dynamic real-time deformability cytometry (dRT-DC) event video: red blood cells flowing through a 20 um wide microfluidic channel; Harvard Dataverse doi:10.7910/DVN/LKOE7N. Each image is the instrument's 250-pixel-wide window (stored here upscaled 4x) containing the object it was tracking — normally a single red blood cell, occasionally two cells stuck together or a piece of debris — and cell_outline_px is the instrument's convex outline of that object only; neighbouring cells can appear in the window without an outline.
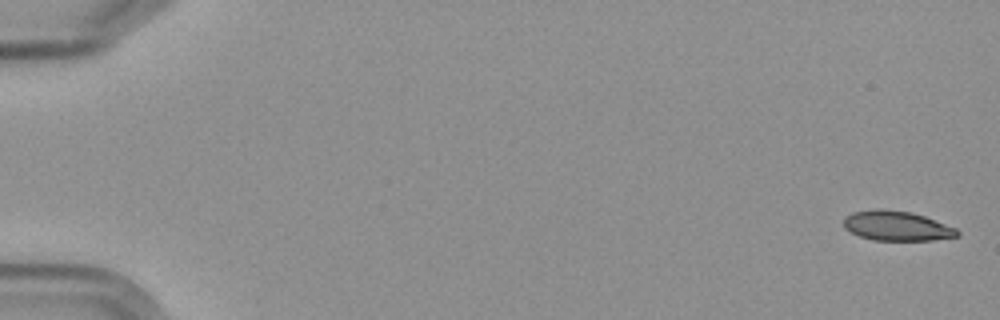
{"species": "Egyptian fruit bat (a non-hibernating species)", "species_latin": "Rousettus aegyptiacus", "temperature_condition": "cold", "stored_images_in_passage": 7, "segment_of_instrument_passage": [1, 2], "camera_frame_rate_fps": 3000, "um_per_image_px": 0.085, "frame": {"image": 1, "passage_image": 1, "time_ms": 0.0, "image_size_px": [1000, 320], "cell_outline_px": [[960, 236], [932, 240], [872, 240], [860, 236], [844, 228], [844, 216], [852, 212], [876, 208], [880, 208], [912, 212], [924, 216], [956, 228], [960, 232]], "centroid_in_image_um": [76.21, 19.19], "position_along_channel_um": 8.8, "area_um2": 19.77}}
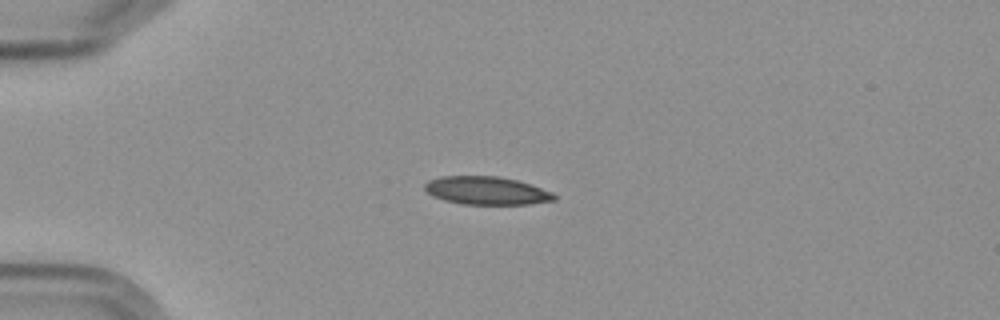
{"frame": {"image": 2, "passage_image": 5, "time_ms": 4.667, "image_size_px": [1000, 320], "cell_outline_px": [[556, 200], [528, 204], [460, 204], [444, 200], [432, 196], [424, 188], [424, 184], [428, 180], [440, 176], [500, 176], [532, 184], [552, 192], [556, 196]], "centroid_in_image_um": [41.35, 16.2], "position_along_channel_um": 43.7, "area_um2": 21.33}}